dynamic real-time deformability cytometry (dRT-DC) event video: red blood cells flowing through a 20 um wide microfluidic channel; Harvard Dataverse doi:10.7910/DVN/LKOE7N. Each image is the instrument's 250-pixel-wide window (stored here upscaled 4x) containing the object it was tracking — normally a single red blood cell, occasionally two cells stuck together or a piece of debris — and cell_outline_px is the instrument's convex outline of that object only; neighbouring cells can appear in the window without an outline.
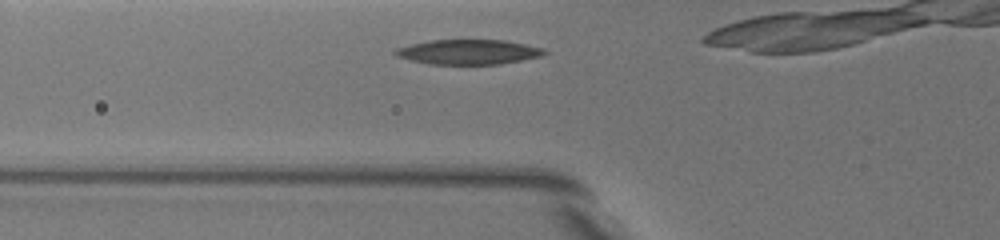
{"species": "common noctule bat (a hibernating species)", "species_latin": "Nyctalus noctula", "temperature_condition": "warm", "stored_images_in_passage": 11, "camera_frame_rate_fps": 3000, "um_per_image_px": 0.085, "animal": {"sex": "female", "body_mass_g": 19.5, "forearm_length_mm": 54.1}, "frame": {"image": 1, "passage_image": 2, "time_ms": 0.333, "image_size_px": [1000, 240], "cell_outline_px": [[548, 52], [540, 56], [500, 64], [428, 64], [408, 60], [396, 56], [392, 52], [396, 48], [428, 40], [504, 40], [544, 48]], "centroid_in_image_um": [39.77, 4.42], "position_along_channel_um": 86.0, "area_um2": 21.56}}
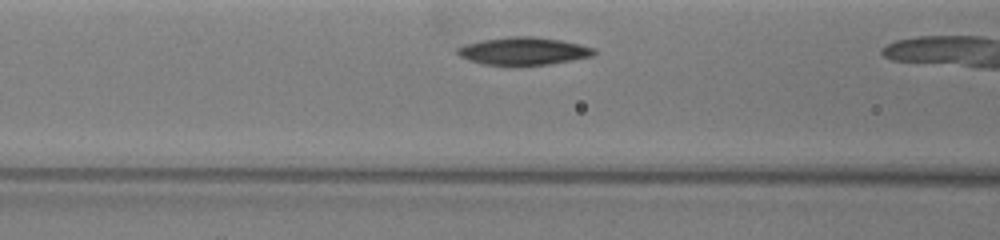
{"frame": {"image": 2, "passage_image": 8, "time_ms": 1.333, "image_size_px": [1000, 240], "cell_outline_px": [[596, 52], [592, 56], [572, 60], [524, 68], [484, 64], [468, 60], [460, 56], [456, 52], [456, 48], [464, 44], [480, 40], [508, 36], [532, 36], [560, 40], [580, 44], [596, 48]], "centroid_in_image_um": [44.46, 4.37], "position_along_channel_um": 122.1, "area_um2": 22.77}}